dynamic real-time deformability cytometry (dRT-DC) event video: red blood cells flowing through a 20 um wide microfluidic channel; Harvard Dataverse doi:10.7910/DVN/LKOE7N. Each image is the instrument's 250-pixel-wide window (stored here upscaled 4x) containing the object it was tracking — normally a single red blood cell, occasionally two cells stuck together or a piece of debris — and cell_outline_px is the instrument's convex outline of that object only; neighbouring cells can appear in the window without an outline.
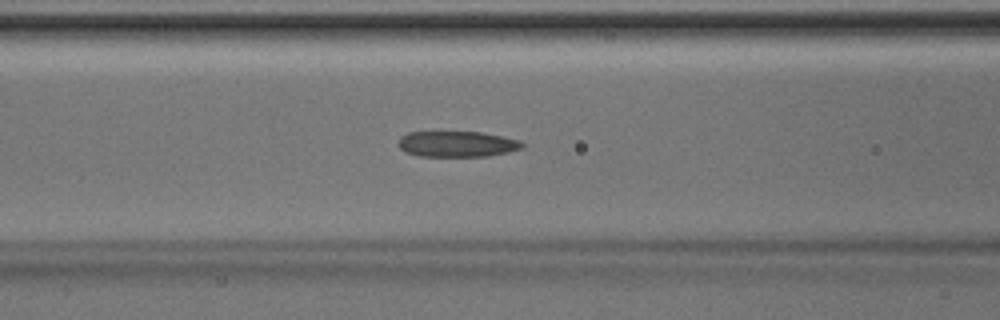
{"species": "Egyptian fruit bat (a non-hibernating species)", "species_latin": "Rousettus aegyptiacus", "temperature_condition": "room temperature", "stored_images_in_passage": 37, "camera_frame_rate_fps": 3000, "um_per_image_px": 0.085, "animal": {"sex": "male"}, "frame": {"image": 1, "passage_image": 8, "time_ms": 2.333, "image_size_px": [1000, 320], "cell_outline_px": [[524, 148], [508, 152], [488, 156], [420, 156], [404, 152], [396, 144], [400, 136], [408, 132], [480, 132], [520, 140], [524, 144]], "centroid_in_image_um": [38.82, 12.24], "position_along_channel_um": 127.8, "area_um2": 18.73}}
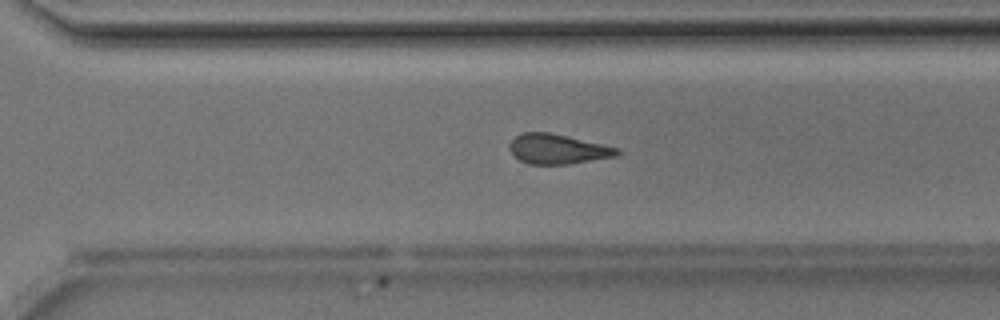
{"frame": {"image": 2, "passage_image": 22, "time_ms": 7.0, "image_size_px": [1000, 320], "cell_outline_px": [[620, 152], [616, 156], [568, 164], [528, 164], [512, 156], [508, 148], [508, 144], [520, 132], [548, 132], [620, 148]], "centroid_in_image_um": [47.34, 12.67], "position_along_channel_um": 323.3, "area_um2": 18.73}}
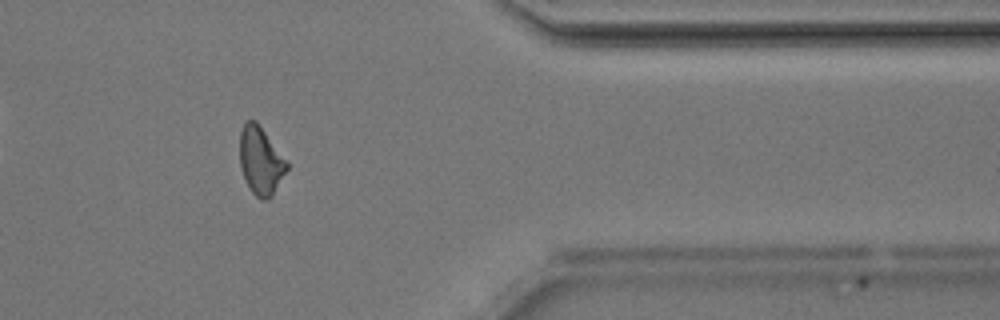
{"frame": {"image": 3, "passage_image": 28, "time_ms": 9.0, "image_size_px": [1000, 320], "cell_outline_px": [[288, 168], [272, 196], [268, 200], [260, 200], [252, 192], [240, 168], [240, 132], [244, 120], [256, 120], [288, 164]], "centroid_in_image_um": [22.13, 13.66], "position_along_channel_um": 389.3, "area_um2": 18.38}}